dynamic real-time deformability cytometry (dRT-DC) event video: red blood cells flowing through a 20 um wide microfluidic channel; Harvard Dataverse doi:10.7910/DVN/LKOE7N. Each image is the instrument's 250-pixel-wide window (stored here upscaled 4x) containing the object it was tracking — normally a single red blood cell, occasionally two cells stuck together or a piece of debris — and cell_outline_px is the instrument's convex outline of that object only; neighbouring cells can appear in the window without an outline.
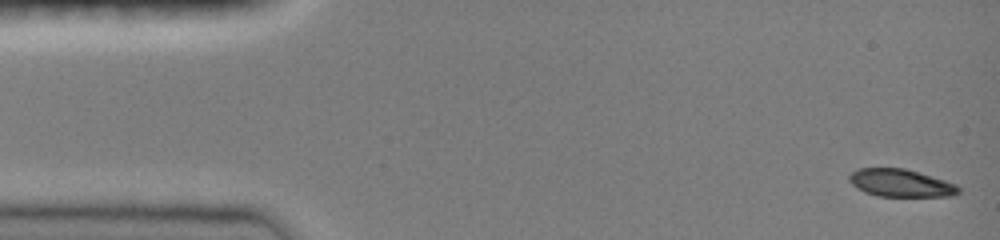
{"species": "common noctule bat (a hibernating species)", "species_latin": "Nyctalus noctula", "temperature_condition": "room temperature", "stored_images_in_passage": 47, "camera_frame_rate_fps": 3000, "um_per_image_px": 0.085, "animal": {"sex": "female", "body_mass_g": 19.0, "forearm_length_mm": 51.5}, "frame": {"image": 1, "passage_image": 1, "time_ms": 0.0, "image_size_px": [1000, 240], "cell_outline_px": [[960, 192], [952, 196], [880, 196], [864, 192], [856, 188], [848, 180], [848, 176], [852, 172], [860, 168], [904, 168], [944, 180], [956, 184], [960, 188]], "centroid_in_image_um": [76.54, 15.56], "position_along_channel_um": 8.5, "area_um2": 17.51}}
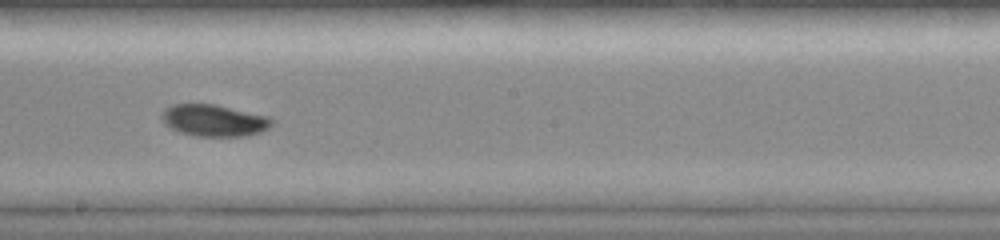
{"frame": {"image": 2, "passage_image": 26, "time_ms": 8.333, "image_size_px": [1000, 240], "cell_outline_px": [[276, 120], [268, 128], [260, 132], [248, 136], [196, 136], [180, 132], [164, 124], [160, 116], [164, 108], [172, 104], [212, 104], [268, 116]], "centroid_in_image_um": [18.18, 10.24], "position_along_channel_um": 230.0, "area_um2": 20.4}}
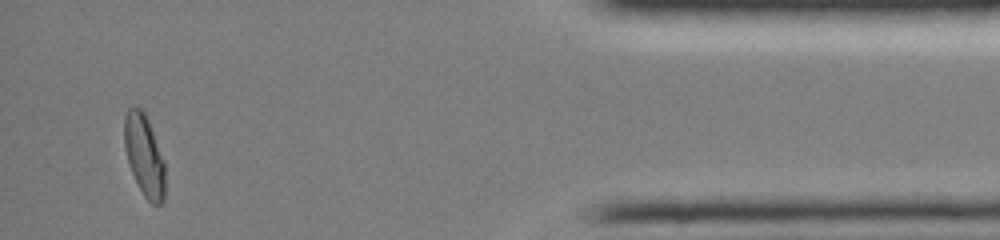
{"frame": {"image": 3, "passage_image": 44, "time_ms": 14.333, "image_size_px": [1000, 240], "cell_outline_px": [[164, 200], [160, 204], [152, 204], [144, 196], [132, 172], [124, 148], [124, 116], [128, 108], [132, 104], [136, 104], [144, 112], [148, 120], [164, 160]], "centroid_in_image_um": [12.25, 13.15], "position_along_channel_um": 423.0, "area_um2": 19.31}, "authors_computed_cell_mechanics": {"area_um2": 19.363, "velocity_mm_per_s": 4.0753, "shape_relaxation_time_tau1_ms": 2.9878, "shape_relaxation_time_tau2_ms": null, "deformation_change_tau1": 0.1612, "deformation_change_tau2": null}}